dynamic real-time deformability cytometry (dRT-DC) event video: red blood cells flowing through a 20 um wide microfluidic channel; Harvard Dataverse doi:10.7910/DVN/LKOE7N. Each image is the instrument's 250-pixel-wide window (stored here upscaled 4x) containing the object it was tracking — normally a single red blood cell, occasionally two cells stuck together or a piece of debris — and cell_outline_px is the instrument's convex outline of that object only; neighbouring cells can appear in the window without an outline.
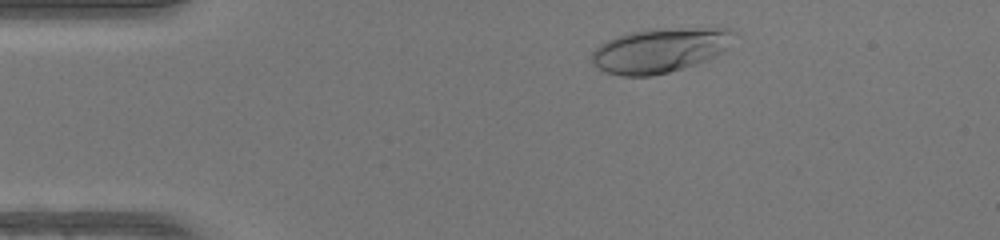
{"species": "human", "species_latin": "Homo sapiens", "temperature_condition": "warm", "stored_images_in_passage": 37, "camera_frame_rate_fps": 3000, "um_per_image_px": 0.085, "donor": {"sex": "female"}, "frame": {"image": 1, "passage_image": 4, "time_ms": 1.0, "image_size_px": [1000, 240], "cell_outline_px": [[732, 32], [724, 52], [704, 60], [668, 72], [652, 76], [620, 76], [604, 72], [592, 64], [592, 52], [600, 44], [616, 36], [628, 32], [648, 28], [728, 28]], "centroid_in_image_um": [55.99, 4.27], "position_along_channel_um": 29.0, "area_um2": 36.53}}
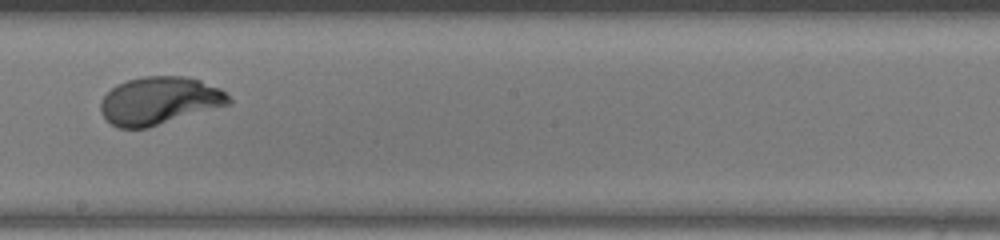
{"frame": {"image": 2, "passage_image": 23, "time_ms": 7.333, "image_size_px": [1000, 240], "cell_outline_px": [[232, 104], [148, 128], [116, 128], [100, 112], [100, 100], [116, 84], [140, 76], [184, 76], [200, 80], [220, 88], [232, 100]], "centroid_in_image_um": [13.55, 8.56], "position_along_channel_um": 234.6, "area_um2": 35.89}}
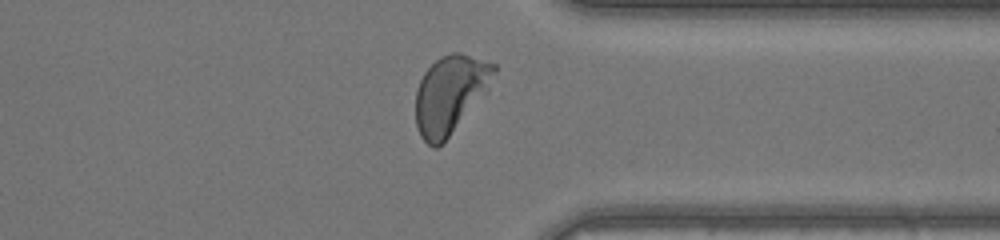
{"frame": {"image": 3, "passage_image": 33, "time_ms": 10.667, "image_size_px": [1000, 240], "cell_outline_px": [[496, 72], [448, 136], [436, 148], [432, 148], [420, 136], [416, 124], [416, 88], [424, 72], [440, 56], [452, 52], [460, 52], [496, 64]], "centroid_in_image_um": [38.17, 7.96], "position_along_channel_um": 373.2, "area_um2": 33.93}, "authors_computed_cell_mechanics": {"area_um2": 35.0846, "velocity_mm_per_s": 4.2447, "shape_relaxation_time_tau1_ms": 2.3557, "shape_relaxation_time_tau2_ms": null, "deformation_change_tau1": 0.1826, "deformation_change_tau2": null}}